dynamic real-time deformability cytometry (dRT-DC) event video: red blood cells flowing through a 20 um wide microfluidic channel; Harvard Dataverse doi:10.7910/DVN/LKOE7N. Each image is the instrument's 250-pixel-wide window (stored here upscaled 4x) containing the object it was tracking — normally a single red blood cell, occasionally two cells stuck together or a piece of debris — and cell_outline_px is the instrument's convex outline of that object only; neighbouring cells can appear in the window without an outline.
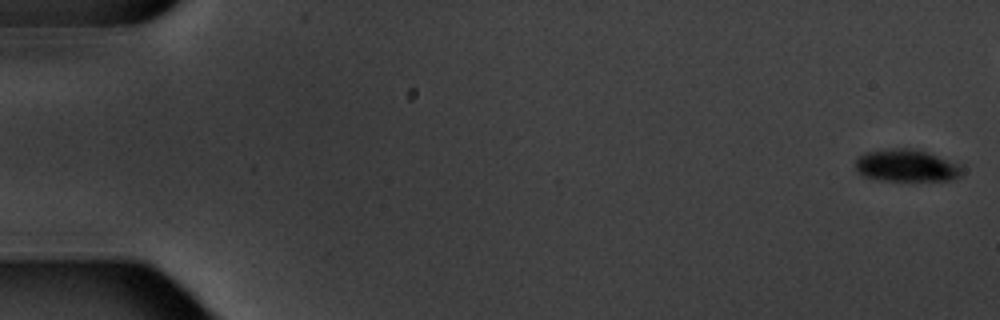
{"species": "common noctule bat (a hibernating species)", "species_latin": "Nyctalus noctula", "temperature_condition": "warm", "stored_images_in_passage": 7, "camera_frame_rate_fps": 3000, "um_per_image_px": 0.085, "animal": {"sex": "male", "body_mass_g": 20.1, "forearm_length_mm": 53.5}, "frame": {"image": 1, "passage_image": 1, "time_ms": 0.0, "image_size_px": [1000, 320], "cell_outline_px": [[964, 172], [960, 176], [948, 180], [880, 180], [860, 176], [856, 172], [856, 160], [864, 152], [884, 148], [916, 148], [964, 164]], "centroid_in_image_um": [77.08, 14.06], "position_along_channel_um": 7.9, "area_um2": 20.63}}